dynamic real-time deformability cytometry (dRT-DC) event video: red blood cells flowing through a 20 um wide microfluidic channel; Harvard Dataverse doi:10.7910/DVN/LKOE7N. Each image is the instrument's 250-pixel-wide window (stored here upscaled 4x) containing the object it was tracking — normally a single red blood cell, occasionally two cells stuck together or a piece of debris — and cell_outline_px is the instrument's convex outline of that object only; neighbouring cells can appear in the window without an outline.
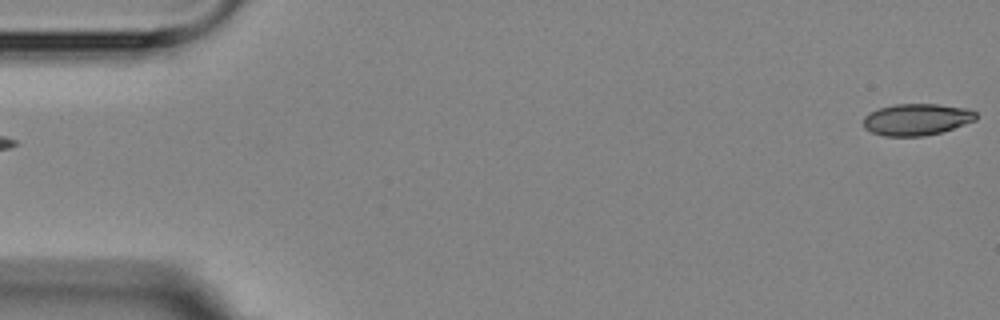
{"species": "Egyptian fruit bat (a non-hibernating species)", "species_latin": "Rousettus aegyptiacus", "temperature_condition": "room temperature", "stored_images_in_passage": 2, "segment_of_instrument_passage": [2, 2], "camera_frame_rate_fps": 3000, "um_per_image_px": 0.085, "animal": {"sex": "female"}, "frame": {"image": 1, "passage_image": 2, "time_ms": 1.0, "image_size_px": [1000, 320], "cell_outline_px": [[976, 120], [940, 132], [924, 136], [884, 136], [872, 132], [864, 128], [864, 116], [868, 112], [880, 108], [896, 104], [936, 104], [968, 108], [976, 112]], "centroid_in_image_um": [77.9, 10.15], "position_along_channel_um": 7.1, "area_um2": 20.69}}